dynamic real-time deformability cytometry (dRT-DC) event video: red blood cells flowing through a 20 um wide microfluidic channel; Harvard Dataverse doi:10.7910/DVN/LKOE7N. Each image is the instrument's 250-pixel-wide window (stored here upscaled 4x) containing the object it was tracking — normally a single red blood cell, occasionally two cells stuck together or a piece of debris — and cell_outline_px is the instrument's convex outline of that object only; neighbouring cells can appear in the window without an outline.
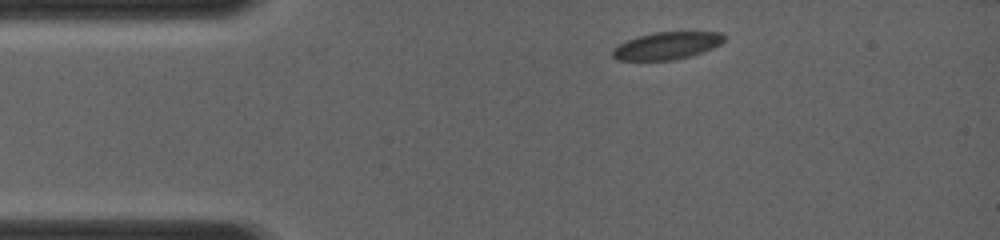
{"species": "common noctule bat (a hibernating species)", "species_latin": "Nyctalus noctula", "temperature_condition": "room temperature", "stored_images_in_passage": 6, "camera_frame_rate_fps": 4000, "um_per_image_px": 0.085, "animal": {"sex": "female", "body_mass_g": 19.0, "forearm_length_mm": 56.7}, "frame": {"image": 1, "passage_image": 1, "time_ms": 0.0, "image_size_px": [1000, 240], "cell_outline_px": [[724, 40], [720, 44], [704, 52], [692, 56], [672, 60], [616, 60], [612, 56], [612, 52], [620, 44], [636, 36], [656, 32], [720, 32], [724, 36]], "centroid_in_image_um": [56.7, 3.89], "position_along_channel_um": 28.3, "area_um2": 17.69}}
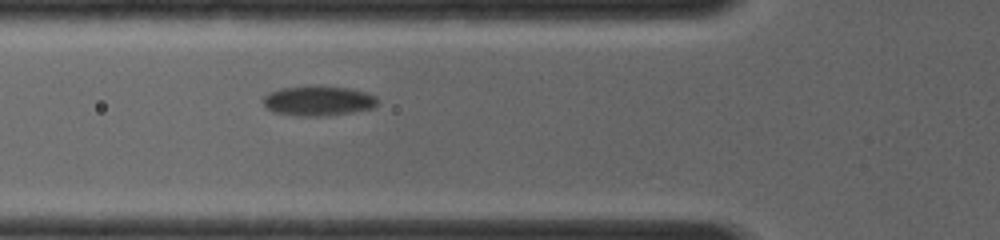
{"frame": {"image": 2, "passage_image": 4, "time_ms": 2.75, "image_size_px": [1000, 240], "cell_outline_px": [[380, 100], [376, 108], [328, 116], [296, 116], [272, 112], [264, 104], [264, 96], [268, 92], [280, 88], [352, 88], [368, 92], [376, 96]], "centroid_in_image_um": [27.12, 8.61], "position_along_channel_um": 98.7, "area_um2": 19.71}}
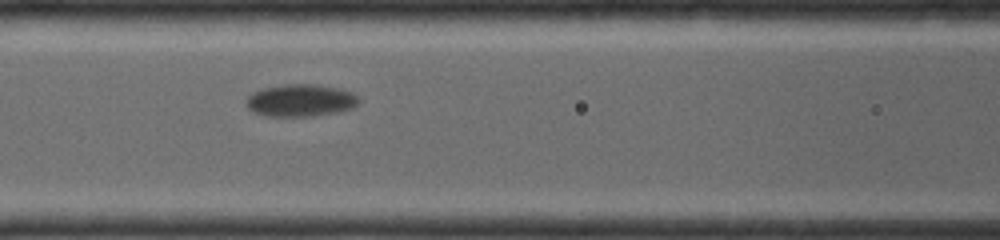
{"frame": {"image": 3, "passage_image": 6, "time_ms": 3.75, "image_size_px": [1000, 240], "cell_outline_px": [[360, 100], [352, 108], [340, 112], [308, 116], [264, 116], [252, 112], [248, 108], [244, 100], [252, 92], [264, 88], [284, 84], [316, 84], [340, 88], [352, 92], [360, 96]], "centroid_in_image_um": [25.54, 8.53], "position_along_channel_um": 141.1, "area_um2": 21.5}}